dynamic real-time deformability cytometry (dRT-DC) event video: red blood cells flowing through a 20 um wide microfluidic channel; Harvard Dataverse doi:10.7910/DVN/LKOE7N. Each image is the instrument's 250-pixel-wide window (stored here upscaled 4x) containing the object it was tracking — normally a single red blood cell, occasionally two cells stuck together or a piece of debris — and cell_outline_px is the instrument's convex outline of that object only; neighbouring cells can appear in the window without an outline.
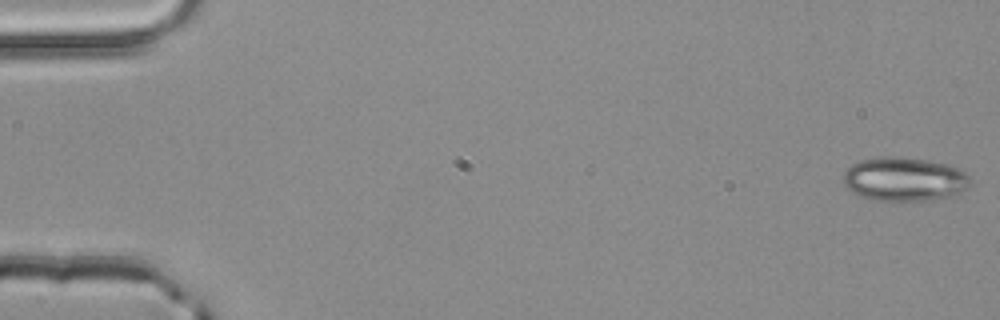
{"species": "common noctule bat (a hibernating species)", "species_latin": "Nyctalus noctula", "temperature_condition": "room temperature", "stored_images_in_passage": 11, "camera_frame_rate_fps": 3000, "um_per_image_px": 0.085, "animal": {"sex": "male", "body_mass_g": 20.4}, "frame": {"image": 1, "passage_image": 1, "time_ms": 0.0, "image_size_px": [1000, 320], "cell_outline_px": [[972, 180], [968, 188], [960, 192], [948, 196], [928, 200], [900, 204], [872, 200], [860, 196], [852, 192], [844, 184], [844, 172], [852, 164], [860, 160], [884, 156], [900, 156], [928, 160], [944, 164], [956, 168], [964, 172]], "centroid_in_image_um": [76.84, 15.26], "position_along_channel_um": 8.2, "area_um2": 33.12}}